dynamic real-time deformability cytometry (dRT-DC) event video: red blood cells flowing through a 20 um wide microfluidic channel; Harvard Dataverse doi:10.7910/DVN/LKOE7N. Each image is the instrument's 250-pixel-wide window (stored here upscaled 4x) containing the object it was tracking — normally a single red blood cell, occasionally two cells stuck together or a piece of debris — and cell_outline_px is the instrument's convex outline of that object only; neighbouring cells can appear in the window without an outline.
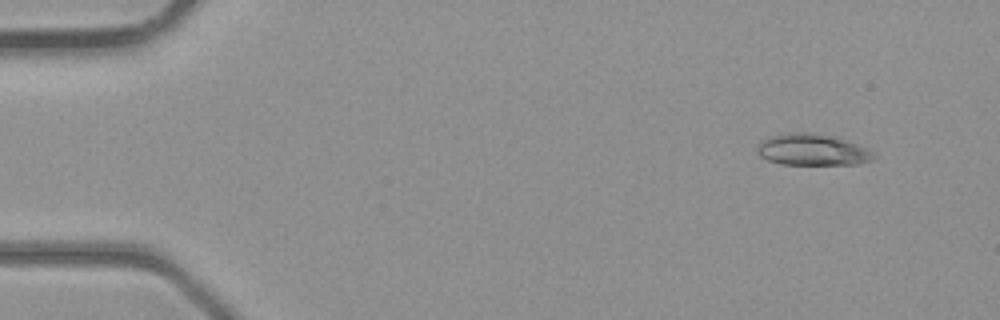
{"species": "common noctule bat (a hibernating species)", "species_latin": "Nyctalus noctula", "temperature_condition": "room temperature", "stored_images_in_passage": 5, "camera_frame_rate_fps": 3000, "um_per_image_px": 0.085, "animal": {"sex": "male", "body_mass_g": 23.1, "forearm_length_mm": 52.7}, "frame": {"image": 1, "passage_image": 2, "time_ms": 1.0, "image_size_px": [1000, 320], "cell_outline_px": [[876, 156], [872, 160], [856, 164], [780, 164], [768, 160], [760, 156], [756, 152], [756, 144], [772, 136], [792, 132], [808, 132], [828, 136], [844, 140], [864, 148], [872, 152]], "centroid_in_image_um": [68.98, 12.74], "position_along_channel_um": 16.0, "area_um2": 20.92}}
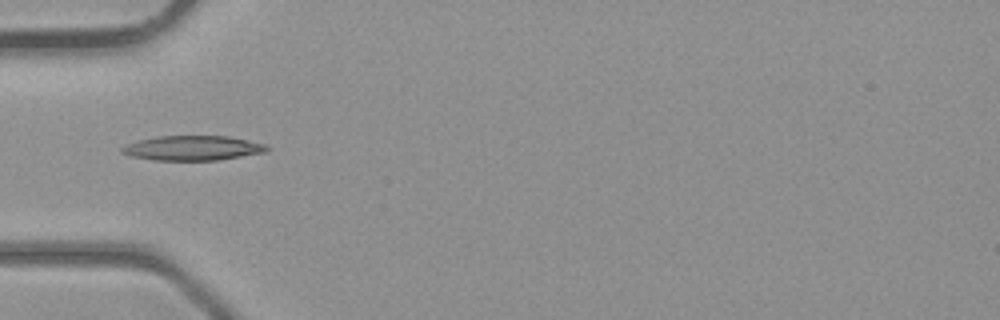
{"frame": {"image": 2, "passage_image": 5, "time_ms": 4.333, "image_size_px": [1000, 320], "cell_outline_px": [[268, 152], [220, 160], [152, 160], [132, 156], [120, 152], [120, 148], [128, 144], [140, 140], [156, 136], [228, 136], [268, 144]], "centroid_in_image_um": [16.43, 12.58], "position_along_channel_um": 68.6, "area_um2": 20.98}}